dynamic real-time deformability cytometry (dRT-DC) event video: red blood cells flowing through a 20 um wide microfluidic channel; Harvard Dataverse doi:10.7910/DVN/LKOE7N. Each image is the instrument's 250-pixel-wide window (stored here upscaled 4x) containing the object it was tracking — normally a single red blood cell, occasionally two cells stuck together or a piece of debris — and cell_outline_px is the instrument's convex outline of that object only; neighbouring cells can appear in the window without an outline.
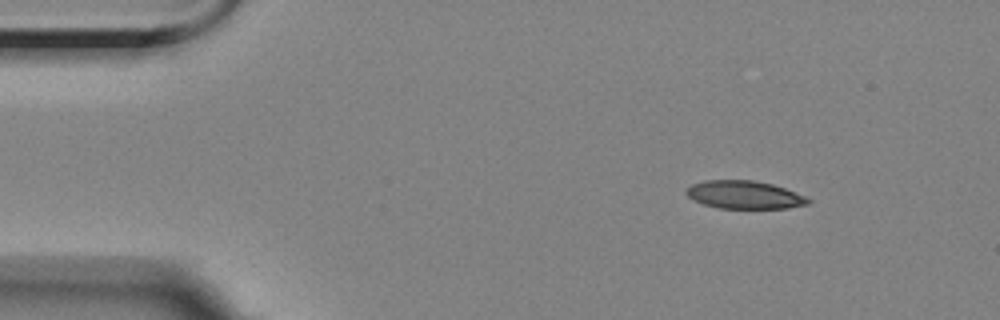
{"species": "Egyptian fruit bat (a non-hibernating species)", "species_latin": "Rousettus aegyptiacus", "temperature_condition": "room temperature", "stored_images_in_passage": 2, "camera_frame_rate_fps": 3000, "um_per_image_px": 0.085, "animal": {"sex": "female"}, "frame": {"image": 1, "passage_image": 1, "time_ms": 0.0, "image_size_px": [1000, 320], "cell_outline_px": [[812, 200], [808, 204], [788, 208], [720, 208], [704, 204], [688, 196], [684, 192], [692, 184], [704, 180], [752, 180], [772, 184], [784, 188], [804, 196]], "centroid_in_image_um": [63.27, 16.55], "position_along_channel_um": 21.7, "area_um2": 19.65}}